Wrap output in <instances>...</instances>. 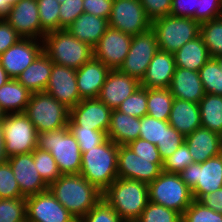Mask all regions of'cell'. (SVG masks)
<instances>
[{
    "label": "cell",
    "instance_id": "cell-1",
    "mask_svg": "<svg viewBox=\"0 0 222 222\" xmlns=\"http://www.w3.org/2000/svg\"><path fill=\"white\" fill-rule=\"evenodd\" d=\"M49 190L77 220L85 216L103 194L81 174L61 175Z\"/></svg>",
    "mask_w": 222,
    "mask_h": 222
},
{
    "label": "cell",
    "instance_id": "cell-2",
    "mask_svg": "<svg viewBox=\"0 0 222 222\" xmlns=\"http://www.w3.org/2000/svg\"><path fill=\"white\" fill-rule=\"evenodd\" d=\"M102 198L123 221L138 220L149 203L148 184L135 179L117 178L103 192Z\"/></svg>",
    "mask_w": 222,
    "mask_h": 222
},
{
    "label": "cell",
    "instance_id": "cell-3",
    "mask_svg": "<svg viewBox=\"0 0 222 222\" xmlns=\"http://www.w3.org/2000/svg\"><path fill=\"white\" fill-rule=\"evenodd\" d=\"M119 145L107 138L95 148L82 153L80 174L104 192L118 178Z\"/></svg>",
    "mask_w": 222,
    "mask_h": 222
},
{
    "label": "cell",
    "instance_id": "cell-4",
    "mask_svg": "<svg viewBox=\"0 0 222 222\" xmlns=\"http://www.w3.org/2000/svg\"><path fill=\"white\" fill-rule=\"evenodd\" d=\"M42 44L43 52L57 65L79 69L94 57L93 48L66 29L46 33Z\"/></svg>",
    "mask_w": 222,
    "mask_h": 222
},
{
    "label": "cell",
    "instance_id": "cell-5",
    "mask_svg": "<svg viewBox=\"0 0 222 222\" xmlns=\"http://www.w3.org/2000/svg\"><path fill=\"white\" fill-rule=\"evenodd\" d=\"M37 148L49 151L62 175L80 174L81 150L69 127L37 133Z\"/></svg>",
    "mask_w": 222,
    "mask_h": 222
},
{
    "label": "cell",
    "instance_id": "cell-6",
    "mask_svg": "<svg viewBox=\"0 0 222 222\" xmlns=\"http://www.w3.org/2000/svg\"><path fill=\"white\" fill-rule=\"evenodd\" d=\"M24 113L37 133H43L67 127L70 109L43 91L31 94Z\"/></svg>",
    "mask_w": 222,
    "mask_h": 222
},
{
    "label": "cell",
    "instance_id": "cell-7",
    "mask_svg": "<svg viewBox=\"0 0 222 222\" xmlns=\"http://www.w3.org/2000/svg\"><path fill=\"white\" fill-rule=\"evenodd\" d=\"M149 202L163 205L181 215L194 201L192 190L179 174L162 171L148 184Z\"/></svg>",
    "mask_w": 222,
    "mask_h": 222
},
{
    "label": "cell",
    "instance_id": "cell-8",
    "mask_svg": "<svg viewBox=\"0 0 222 222\" xmlns=\"http://www.w3.org/2000/svg\"><path fill=\"white\" fill-rule=\"evenodd\" d=\"M151 29L156 34L159 50L173 54L200 34V24L193 18L171 15L153 20Z\"/></svg>",
    "mask_w": 222,
    "mask_h": 222
},
{
    "label": "cell",
    "instance_id": "cell-9",
    "mask_svg": "<svg viewBox=\"0 0 222 222\" xmlns=\"http://www.w3.org/2000/svg\"><path fill=\"white\" fill-rule=\"evenodd\" d=\"M179 175L192 190L193 198L200 200L222 187V155L209 158L203 163L194 162Z\"/></svg>",
    "mask_w": 222,
    "mask_h": 222
},
{
    "label": "cell",
    "instance_id": "cell-10",
    "mask_svg": "<svg viewBox=\"0 0 222 222\" xmlns=\"http://www.w3.org/2000/svg\"><path fill=\"white\" fill-rule=\"evenodd\" d=\"M3 127L8 157L31 153L37 148V131L25 113L6 114Z\"/></svg>",
    "mask_w": 222,
    "mask_h": 222
},
{
    "label": "cell",
    "instance_id": "cell-11",
    "mask_svg": "<svg viewBox=\"0 0 222 222\" xmlns=\"http://www.w3.org/2000/svg\"><path fill=\"white\" fill-rule=\"evenodd\" d=\"M108 24L114 29L135 36L149 31L152 21L147 17L140 0H113Z\"/></svg>",
    "mask_w": 222,
    "mask_h": 222
},
{
    "label": "cell",
    "instance_id": "cell-12",
    "mask_svg": "<svg viewBox=\"0 0 222 222\" xmlns=\"http://www.w3.org/2000/svg\"><path fill=\"white\" fill-rule=\"evenodd\" d=\"M158 50L157 37L152 29L137 34L132 37L129 52L118 70L141 81Z\"/></svg>",
    "mask_w": 222,
    "mask_h": 222
},
{
    "label": "cell",
    "instance_id": "cell-13",
    "mask_svg": "<svg viewBox=\"0 0 222 222\" xmlns=\"http://www.w3.org/2000/svg\"><path fill=\"white\" fill-rule=\"evenodd\" d=\"M162 159H144L127 145H119L117 160L118 178L135 179L149 184L162 172Z\"/></svg>",
    "mask_w": 222,
    "mask_h": 222
},
{
    "label": "cell",
    "instance_id": "cell-14",
    "mask_svg": "<svg viewBox=\"0 0 222 222\" xmlns=\"http://www.w3.org/2000/svg\"><path fill=\"white\" fill-rule=\"evenodd\" d=\"M26 222H77L48 189L26 197Z\"/></svg>",
    "mask_w": 222,
    "mask_h": 222
},
{
    "label": "cell",
    "instance_id": "cell-15",
    "mask_svg": "<svg viewBox=\"0 0 222 222\" xmlns=\"http://www.w3.org/2000/svg\"><path fill=\"white\" fill-rule=\"evenodd\" d=\"M4 18L21 38L42 40L46 35L41 29L36 0H20L11 5Z\"/></svg>",
    "mask_w": 222,
    "mask_h": 222
},
{
    "label": "cell",
    "instance_id": "cell-16",
    "mask_svg": "<svg viewBox=\"0 0 222 222\" xmlns=\"http://www.w3.org/2000/svg\"><path fill=\"white\" fill-rule=\"evenodd\" d=\"M132 37L109 26L98 44L93 48L94 58L111 70L119 69L129 52Z\"/></svg>",
    "mask_w": 222,
    "mask_h": 222
},
{
    "label": "cell",
    "instance_id": "cell-17",
    "mask_svg": "<svg viewBox=\"0 0 222 222\" xmlns=\"http://www.w3.org/2000/svg\"><path fill=\"white\" fill-rule=\"evenodd\" d=\"M42 51V40L21 38L0 55V63L8 76L16 79Z\"/></svg>",
    "mask_w": 222,
    "mask_h": 222
},
{
    "label": "cell",
    "instance_id": "cell-18",
    "mask_svg": "<svg viewBox=\"0 0 222 222\" xmlns=\"http://www.w3.org/2000/svg\"><path fill=\"white\" fill-rule=\"evenodd\" d=\"M45 92L68 109L75 107L82 100L77 86L76 69L53 63Z\"/></svg>",
    "mask_w": 222,
    "mask_h": 222
},
{
    "label": "cell",
    "instance_id": "cell-19",
    "mask_svg": "<svg viewBox=\"0 0 222 222\" xmlns=\"http://www.w3.org/2000/svg\"><path fill=\"white\" fill-rule=\"evenodd\" d=\"M111 109L98 98L82 99L70 109L69 118L80 127L103 131L110 127Z\"/></svg>",
    "mask_w": 222,
    "mask_h": 222
},
{
    "label": "cell",
    "instance_id": "cell-20",
    "mask_svg": "<svg viewBox=\"0 0 222 222\" xmlns=\"http://www.w3.org/2000/svg\"><path fill=\"white\" fill-rule=\"evenodd\" d=\"M7 161L18 182L21 194L25 198L49 189V186L44 182L35 167L33 151L27 154L8 157Z\"/></svg>",
    "mask_w": 222,
    "mask_h": 222
},
{
    "label": "cell",
    "instance_id": "cell-21",
    "mask_svg": "<svg viewBox=\"0 0 222 222\" xmlns=\"http://www.w3.org/2000/svg\"><path fill=\"white\" fill-rule=\"evenodd\" d=\"M140 86V81L136 78L125 75L118 69L111 70L97 98L114 110Z\"/></svg>",
    "mask_w": 222,
    "mask_h": 222
},
{
    "label": "cell",
    "instance_id": "cell-22",
    "mask_svg": "<svg viewBox=\"0 0 222 222\" xmlns=\"http://www.w3.org/2000/svg\"><path fill=\"white\" fill-rule=\"evenodd\" d=\"M110 71L111 69L109 67L94 57L79 69H76L80 98H97Z\"/></svg>",
    "mask_w": 222,
    "mask_h": 222
},
{
    "label": "cell",
    "instance_id": "cell-23",
    "mask_svg": "<svg viewBox=\"0 0 222 222\" xmlns=\"http://www.w3.org/2000/svg\"><path fill=\"white\" fill-rule=\"evenodd\" d=\"M175 69L174 54L158 50L150 61L140 85L147 89L169 88Z\"/></svg>",
    "mask_w": 222,
    "mask_h": 222
},
{
    "label": "cell",
    "instance_id": "cell-24",
    "mask_svg": "<svg viewBox=\"0 0 222 222\" xmlns=\"http://www.w3.org/2000/svg\"><path fill=\"white\" fill-rule=\"evenodd\" d=\"M185 142L194 162L203 163L207 159L221 154L222 136L209 129L197 128L185 136Z\"/></svg>",
    "mask_w": 222,
    "mask_h": 222
},
{
    "label": "cell",
    "instance_id": "cell-25",
    "mask_svg": "<svg viewBox=\"0 0 222 222\" xmlns=\"http://www.w3.org/2000/svg\"><path fill=\"white\" fill-rule=\"evenodd\" d=\"M169 89L174 98L194 103L205 96L199 72L185 68L176 67Z\"/></svg>",
    "mask_w": 222,
    "mask_h": 222
},
{
    "label": "cell",
    "instance_id": "cell-26",
    "mask_svg": "<svg viewBox=\"0 0 222 222\" xmlns=\"http://www.w3.org/2000/svg\"><path fill=\"white\" fill-rule=\"evenodd\" d=\"M168 122L183 136L191 134L202 127L199 103L174 98Z\"/></svg>",
    "mask_w": 222,
    "mask_h": 222
},
{
    "label": "cell",
    "instance_id": "cell-27",
    "mask_svg": "<svg viewBox=\"0 0 222 222\" xmlns=\"http://www.w3.org/2000/svg\"><path fill=\"white\" fill-rule=\"evenodd\" d=\"M108 27V19L83 12L66 30L94 48Z\"/></svg>",
    "mask_w": 222,
    "mask_h": 222
},
{
    "label": "cell",
    "instance_id": "cell-28",
    "mask_svg": "<svg viewBox=\"0 0 222 222\" xmlns=\"http://www.w3.org/2000/svg\"><path fill=\"white\" fill-rule=\"evenodd\" d=\"M53 67L51 59L42 51L16 78L31 93L45 91Z\"/></svg>",
    "mask_w": 222,
    "mask_h": 222
},
{
    "label": "cell",
    "instance_id": "cell-29",
    "mask_svg": "<svg viewBox=\"0 0 222 222\" xmlns=\"http://www.w3.org/2000/svg\"><path fill=\"white\" fill-rule=\"evenodd\" d=\"M140 118L127 115L117 109L111 111L107 138L117 145H128L139 138Z\"/></svg>",
    "mask_w": 222,
    "mask_h": 222
},
{
    "label": "cell",
    "instance_id": "cell-30",
    "mask_svg": "<svg viewBox=\"0 0 222 222\" xmlns=\"http://www.w3.org/2000/svg\"><path fill=\"white\" fill-rule=\"evenodd\" d=\"M210 58L207 46L200 34L174 53L176 67L192 71H199Z\"/></svg>",
    "mask_w": 222,
    "mask_h": 222
},
{
    "label": "cell",
    "instance_id": "cell-31",
    "mask_svg": "<svg viewBox=\"0 0 222 222\" xmlns=\"http://www.w3.org/2000/svg\"><path fill=\"white\" fill-rule=\"evenodd\" d=\"M31 94L17 79L10 78L0 87V106L6 114L24 113Z\"/></svg>",
    "mask_w": 222,
    "mask_h": 222
},
{
    "label": "cell",
    "instance_id": "cell-32",
    "mask_svg": "<svg viewBox=\"0 0 222 222\" xmlns=\"http://www.w3.org/2000/svg\"><path fill=\"white\" fill-rule=\"evenodd\" d=\"M199 111L202 127L222 136V96L205 93Z\"/></svg>",
    "mask_w": 222,
    "mask_h": 222
},
{
    "label": "cell",
    "instance_id": "cell-33",
    "mask_svg": "<svg viewBox=\"0 0 222 222\" xmlns=\"http://www.w3.org/2000/svg\"><path fill=\"white\" fill-rule=\"evenodd\" d=\"M174 97L169 88L147 89V115L168 121Z\"/></svg>",
    "mask_w": 222,
    "mask_h": 222
},
{
    "label": "cell",
    "instance_id": "cell-34",
    "mask_svg": "<svg viewBox=\"0 0 222 222\" xmlns=\"http://www.w3.org/2000/svg\"><path fill=\"white\" fill-rule=\"evenodd\" d=\"M200 35L211 58L222 54V20L217 18L201 23Z\"/></svg>",
    "mask_w": 222,
    "mask_h": 222
},
{
    "label": "cell",
    "instance_id": "cell-35",
    "mask_svg": "<svg viewBox=\"0 0 222 222\" xmlns=\"http://www.w3.org/2000/svg\"><path fill=\"white\" fill-rule=\"evenodd\" d=\"M205 93L222 96V70L215 58H210L198 71Z\"/></svg>",
    "mask_w": 222,
    "mask_h": 222
},
{
    "label": "cell",
    "instance_id": "cell-36",
    "mask_svg": "<svg viewBox=\"0 0 222 222\" xmlns=\"http://www.w3.org/2000/svg\"><path fill=\"white\" fill-rule=\"evenodd\" d=\"M33 158L38 173L48 186L62 175L54 157L49 151L35 148L33 150Z\"/></svg>",
    "mask_w": 222,
    "mask_h": 222
},
{
    "label": "cell",
    "instance_id": "cell-37",
    "mask_svg": "<svg viewBox=\"0 0 222 222\" xmlns=\"http://www.w3.org/2000/svg\"><path fill=\"white\" fill-rule=\"evenodd\" d=\"M41 29L45 32L60 30V3L58 0H36Z\"/></svg>",
    "mask_w": 222,
    "mask_h": 222
},
{
    "label": "cell",
    "instance_id": "cell-38",
    "mask_svg": "<svg viewBox=\"0 0 222 222\" xmlns=\"http://www.w3.org/2000/svg\"><path fill=\"white\" fill-rule=\"evenodd\" d=\"M68 127L69 131L76 138L81 153L97 147L107 139L105 132L77 126L70 118L68 120Z\"/></svg>",
    "mask_w": 222,
    "mask_h": 222
},
{
    "label": "cell",
    "instance_id": "cell-39",
    "mask_svg": "<svg viewBox=\"0 0 222 222\" xmlns=\"http://www.w3.org/2000/svg\"><path fill=\"white\" fill-rule=\"evenodd\" d=\"M168 121L157 120L148 115L140 118L139 138L157 145L163 141L164 128L169 126Z\"/></svg>",
    "mask_w": 222,
    "mask_h": 222
},
{
    "label": "cell",
    "instance_id": "cell-40",
    "mask_svg": "<svg viewBox=\"0 0 222 222\" xmlns=\"http://www.w3.org/2000/svg\"><path fill=\"white\" fill-rule=\"evenodd\" d=\"M138 220L140 222H182V215L163 205L149 202Z\"/></svg>",
    "mask_w": 222,
    "mask_h": 222
},
{
    "label": "cell",
    "instance_id": "cell-41",
    "mask_svg": "<svg viewBox=\"0 0 222 222\" xmlns=\"http://www.w3.org/2000/svg\"><path fill=\"white\" fill-rule=\"evenodd\" d=\"M0 222H26V198L0 199Z\"/></svg>",
    "mask_w": 222,
    "mask_h": 222
},
{
    "label": "cell",
    "instance_id": "cell-42",
    "mask_svg": "<svg viewBox=\"0 0 222 222\" xmlns=\"http://www.w3.org/2000/svg\"><path fill=\"white\" fill-rule=\"evenodd\" d=\"M120 112L142 118L147 115V88L139 87L117 108Z\"/></svg>",
    "mask_w": 222,
    "mask_h": 222
},
{
    "label": "cell",
    "instance_id": "cell-43",
    "mask_svg": "<svg viewBox=\"0 0 222 222\" xmlns=\"http://www.w3.org/2000/svg\"><path fill=\"white\" fill-rule=\"evenodd\" d=\"M25 198L8 161L0 164V199Z\"/></svg>",
    "mask_w": 222,
    "mask_h": 222
},
{
    "label": "cell",
    "instance_id": "cell-44",
    "mask_svg": "<svg viewBox=\"0 0 222 222\" xmlns=\"http://www.w3.org/2000/svg\"><path fill=\"white\" fill-rule=\"evenodd\" d=\"M182 222H222V214L195 200L184 211Z\"/></svg>",
    "mask_w": 222,
    "mask_h": 222
},
{
    "label": "cell",
    "instance_id": "cell-45",
    "mask_svg": "<svg viewBox=\"0 0 222 222\" xmlns=\"http://www.w3.org/2000/svg\"><path fill=\"white\" fill-rule=\"evenodd\" d=\"M192 163H194L193 157L184 141L170 157L163 161L162 171L180 174Z\"/></svg>",
    "mask_w": 222,
    "mask_h": 222
},
{
    "label": "cell",
    "instance_id": "cell-46",
    "mask_svg": "<svg viewBox=\"0 0 222 222\" xmlns=\"http://www.w3.org/2000/svg\"><path fill=\"white\" fill-rule=\"evenodd\" d=\"M77 222H124L117 212L102 198Z\"/></svg>",
    "mask_w": 222,
    "mask_h": 222
},
{
    "label": "cell",
    "instance_id": "cell-47",
    "mask_svg": "<svg viewBox=\"0 0 222 222\" xmlns=\"http://www.w3.org/2000/svg\"><path fill=\"white\" fill-rule=\"evenodd\" d=\"M184 141L185 136L175 130L171 125L164 128L163 141L156 145L161 159L164 161L170 157Z\"/></svg>",
    "mask_w": 222,
    "mask_h": 222
},
{
    "label": "cell",
    "instance_id": "cell-48",
    "mask_svg": "<svg viewBox=\"0 0 222 222\" xmlns=\"http://www.w3.org/2000/svg\"><path fill=\"white\" fill-rule=\"evenodd\" d=\"M83 12V0H66L61 3L60 30L68 28Z\"/></svg>",
    "mask_w": 222,
    "mask_h": 222
},
{
    "label": "cell",
    "instance_id": "cell-49",
    "mask_svg": "<svg viewBox=\"0 0 222 222\" xmlns=\"http://www.w3.org/2000/svg\"><path fill=\"white\" fill-rule=\"evenodd\" d=\"M221 0H199L198 8L192 17L199 24L218 18Z\"/></svg>",
    "mask_w": 222,
    "mask_h": 222
},
{
    "label": "cell",
    "instance_id": "cell-50",
    "mask_svg": "<svg viewBox=\"0 0 222 222\" xmlns=\"http://www.w3.org/2000/svg\"><path fill=\"white\" fill-rule=\"evenodd\" d=\"M140 2L151 21L171 14L172 0H140Z\"/></svg>",
    "mask_w": 222,
    "mask_h": 222
},
{
    "label": "cell",
    "instance_id": "cell-51",
    "mask_svg": "<svg viewBox=\"0 0 222 222\" xmlns=\"http://www.w3.org/2000/svg\"><path fill=\"white\" fill-rule=\"evenodd\" d=\"M113 0H83L84 12L109 19Z\"/></svg>",
    "mask_w": 222,
    "mask_h": 222
},
{
    "label": "cell",
    "instance_id": "cell-52",
    "mask_svg": "<svg viewBox=\"0 0 222 222\" xmlns=\"http://www.w3.org/2000/svg\"><path fill=\"white\" fill-rule=\"evenodd\" d=\"M20 39L14 28L2 17L0 19V55Z\"/></svg>",
    "mask_w": 222,
    "mask_h": 222
},
{
    "label": "cell",
    "instance_id": "cell-53",
    "mask_svg": "<svg viewBox=\"0 0 222 222\" xmlns=\"http://www.w3.org/2000/svg\"><path fill=\"white\" fill-rule=\"evenodd\" d=\"M127 146H129L136 155L140 156V158L161 159L157 146L141 138H137Z\"/></svg>",
    "mask_w": 222,
    "mask_h": 222
},
{
    "label": "cell",
    "instance_id": "cell-54",
    "mask_svg": "<svg viewBox=\"0 0 222 222\" xmlns=\"http://www.w3.org/2000/svg\"><path fill=\"white\" fill-rule=\"evenodd\" d=\"M199 0H172L171 16L192 18L198 8Z\"/></svg>",
    "mask_w": 222,
    "mask_h": 222
},
{
    "label": "cell",
    "instance_id": "cell-55",
    "mask_svg": "<svg viewBox=\"0 0 222 222\" xmlns=\"http://www.w3.org/2000/svg\"><path fill=\"white\" fill-rule=\"evenodd\" d=\"M199 201L208 208L222 214V187L204 195Z\"/></svg>",
    "mask_w": 222,
    "mask_h": 222
},
{
    "label": "cell",
    "instance_id": "cell-56",
    "mask_svg": "<svg viewBox=\"0 0 222 222\" xmlns=\"http://www.w3.org/2000/svg\"><path fill=\"white\" fill-rule=\"evenodd\" d=\"M5 140H4V127L3 120L0 121V164L8 160V156L5 153Z\"/></svg>",
    "mask_w": 222,
    "mask_h": 222
},
{
    "label": "cell",
    "instance_id": "cell-57",
    "mask_svg": "<svg viewBox=\"0 0 222 222\" xmlns=\"http://www.w3.org/2000/svg\"><path fill=\"white\" fill-rule=\"evenodd\" d=\"M11 5L12 4L8 0H0V16L1 17H4L8 13Z\"/></svg>",
    "mask_w": 222,
    "mask_h": 222
},
{
    "label": "cell",
    "instance_id": "cell-58",
    "mask_svg": "<svg viewBox=\"0 0 222 222\" xmlns=\"http://www.w3.org/2000/svg\"><path fill=\"white\" fill-rule=\"evenodd\" d=\"M9 79L10 77L0 63V87L4 85Z\"/></svg>",
    "mask_w": 222,
    "mask_h": 222
},
{
    "label": "cell",
    "instance_id": "cell-59",
    "mask_svg": "<svg viewBox=\"0 0 222 222\" xmlns=\"http://www.w3.org/2000/svg\"><path fill=\"white\" fill-rule=\"evenodd\" d=\"M215 59H216L217 62L219 63V67H220V69L222 70V54L216 56Z\"/></svg>",
    "mask_w": 222,
    "mask_h": 222
},
{
    "label": "cell",
    "instance_id": "cell-60",
    "mask_svg": "<svg viewBox=\"0 0 222 222\" xmlns=\"http://www.w3.org/2000/svg\"><path fill=\"white\" fill-rule=\"evenodd\" d=\"M6 116V113L4 112V110L1 108L0 106V121H2Z\"/></svg>",
    "mask_w": 222,
    "mask_h": 222
},
{
    "label": "cell",
    "instance_id": "cell-61",
    "mask_svg": "<svg viewBox=\"0 0 222 222\" xmlns=\"http://www.w3.org/2000/svg\"><path fill=\"white\" fill-rule=\"evenodd\" d=\"M218 19L222 20V0L220 2V11H219Z\"/></svg>",
    "mask_w": 222,
    "mask_h": 222
},
{
    "label": "cell",
    "instance_id": "cell-62",
    "mask_svg": "<svg viewBox=\"0 0 222 222\" xmlns=\"http://www.w3.org/2000/svg\"><path fill=\"white\" fill-rule=\"evenodd\" d=\"M12 5L18 3L20 0H8Z\"/></svg>",
    "mask_w": 222,
    "mask_h": 222
},
{
    "label": "cell",
    "instance_id": "cell-63",
    "mask_svg": "<svg viewBox=\"0 0 222 222\" xmlns=\"http://www.w3.org/2000/svg\"><path fill=\"white\" fill-rule=\"evenodd\" d=\"M124 222H140L139 220H126Z\"/></svg>",
    "mask_w": 222,
    "mask_h": 222
},
{
    "label": "cell",
    "instance_id": "cell-64",
    "mask_svg": "<svg viewBox=\"0 0 222 222\" xmlns=\"http://www.w3.org/2000/svg\"><path fill=\"white\" fill-rule=\"evenodd\" d=\"M59 1V3L61 4V3H63L64 1H66V0H58Z\"/></svg>",
    "mask_w": 222,
    "mask_h": 222
}]
</instances>
